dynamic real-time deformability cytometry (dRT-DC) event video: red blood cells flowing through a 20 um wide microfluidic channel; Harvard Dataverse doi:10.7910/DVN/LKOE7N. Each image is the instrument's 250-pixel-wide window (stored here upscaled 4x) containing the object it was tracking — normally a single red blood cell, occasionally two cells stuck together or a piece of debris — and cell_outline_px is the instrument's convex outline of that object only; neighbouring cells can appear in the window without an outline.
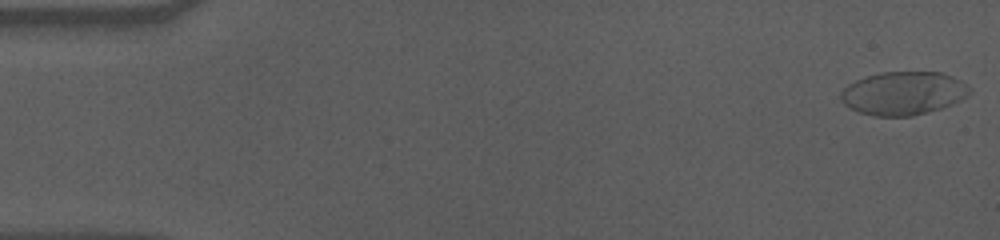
{"species": "human", "species_latin": "Homo sapiens", "temperature_condition": "cold", "stored_images_in_passage": 57, "camera_frame_rate_fps": 3000, "um_per_image_px": 0.085, "donor": {"sex": "male"}, "frame": {"image": 1, "passage_image": 1, "time_ms": 0.0, "image_size_px": [1000, 240], "cell_outline_px": [[972, 92], [968, 96], [952, 104], [928, 112], [912, 116], [876, 116], [860, 112], [844, 104], [840, 96], [840, 92], [848, 84], [856, 80], [880, 72], [940, 72], [960, 80]], "centroid_in_image_um": [76.78, 7.93], "position_along_channel_um": 8.2, "area_um2": 32.25}}
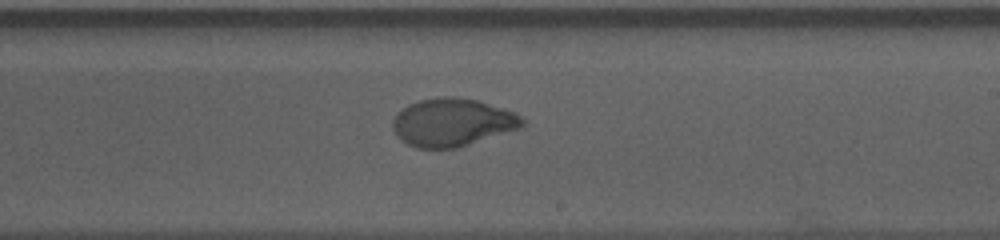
{"frame": {"image": 2, "passage_image": 34, "time_ms": 11.0, "image_size_px": [1000, 240], "cell_outline_px": [[524, 124], [520, 128], [456, 148], [416, 148], [408, 144], [396, 136], [392, 128], [392, 120], [408, 104], [420, 100], [476, 100], [512, 112], [520, 116], [524, 120]], "centroid_in_image_um": [38.42, 10.46], "position_along_channel_um": 250.6, "area_um2": 34.8}}
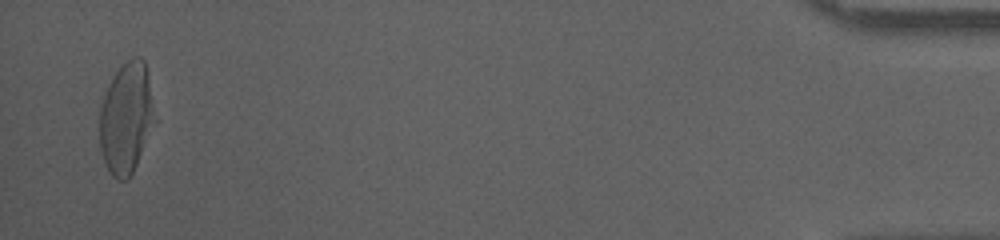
{"frame": {"image": 3, "passage_image": 56, "time_ms": 18.333, "image_size_px": [1000, 240], "cell_outline_px": [[156, 120], [136, 164], [128, 180], [116, 180], [112, 176], [104, 160], [100, 148], [100, 108], [104, 96], [112, 76], [132, 56], [140, 56], [144, 60], [148, 76]], "centroid_in_image_um": [10.73, 10.03], "position_along_channel_um": 424.5, "area_um2": 35.37}, "authors_computed_cell_mechanics": {"area_um2": 35.0268, "velocity_mm_per_s": 3.5403, "shape_relaxation_time_tau1_ms": 5.0528, "shape_relaxation_time_tau2_ms": 1.0882, "deformation_change_tau1": 0.2024, "deformation_change_tau2": 0.0468}}